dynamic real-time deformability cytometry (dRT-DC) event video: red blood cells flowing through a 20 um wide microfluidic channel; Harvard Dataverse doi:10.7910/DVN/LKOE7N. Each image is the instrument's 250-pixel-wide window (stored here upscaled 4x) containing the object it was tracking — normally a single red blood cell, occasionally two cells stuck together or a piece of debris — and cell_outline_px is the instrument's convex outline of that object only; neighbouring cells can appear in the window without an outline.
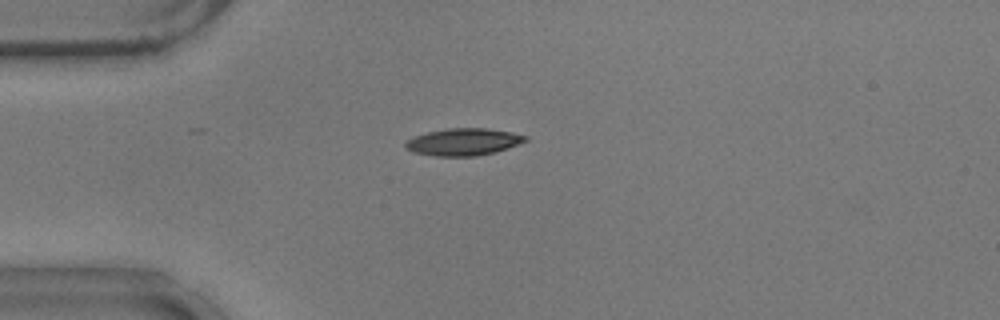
{"species": "common noctule bat (a hibernating species)", "species_latin": "Nyctalus noctula", "temperature_condition": "warm", "stored_images_in_passage": 7, "camera_frame_rate_fps": 3000, "um_per_image_px": 0.085, "animal": {"sex": "male", "body_mass_g": 17.9}, "frame": {"image": 1, "passage_image": 1, "time_ms": 0.0, "image_size_px": [1000, 320], "cell_outline_px": [[528, 140], [508, 148], [496, 152], [476, 156], [436, 156], [416, 152], [404, 148], [404, 144], [412, 136], [428, 132], [448, 128], [488, 128], [512, 132], [528, 136]], "centroid_in_image_um": [39.41, 12.05], "position_along_channel_um": 45.6, "area_um2": 19.02}}